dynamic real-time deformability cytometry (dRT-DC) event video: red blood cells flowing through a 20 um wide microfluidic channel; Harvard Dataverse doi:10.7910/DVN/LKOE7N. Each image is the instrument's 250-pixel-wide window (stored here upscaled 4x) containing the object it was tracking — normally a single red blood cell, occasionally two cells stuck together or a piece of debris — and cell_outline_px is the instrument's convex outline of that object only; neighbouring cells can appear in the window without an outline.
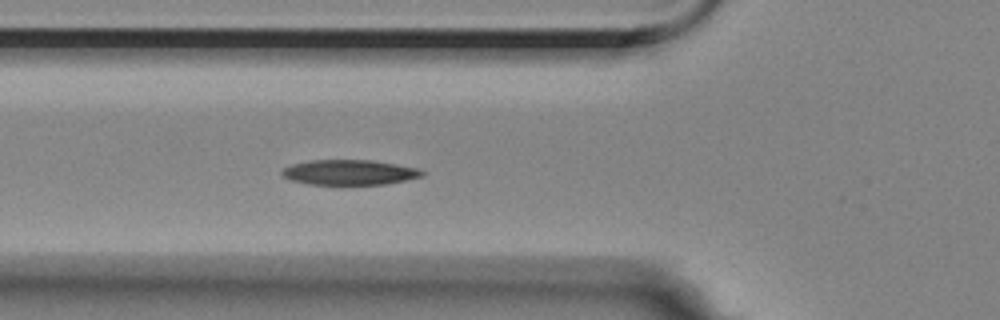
{"species": "Egyptian fruit bat (a non-hibernating species)", "species_latin": "Rousettus aegyptiacus", "temperature_condition": "room temperature", "stored_images_in_passage": 39, "camera_frame_rate_fps": 3000, "um_per_image_px": 0.085, "animal": {"sex": "female"}, "frame": {"image": 1, "passage_image": 15, "time_ms": 4.667, "image_size_px": [1000, 320], "cell_outline_px": [[424, 176], [384, 184], [308, 184], [292, 180], [284, 176], [280, 172], [284, 168], [292, 164], [312, 160], [372, 160], [416, 168], [424, 172]], "centroid_in_image_um": [29.68, 14.64], "position_along_channel_um": 96.1, "area_um2": 20.17}}
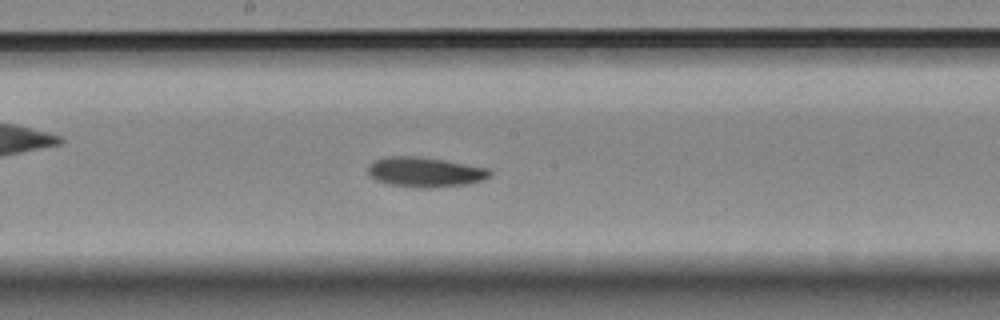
{"frame": {"image": 2, "passage_image": 25, "time_ms": 8.0, "image_size_px": [1000, 320], "cell_outline_px": [[492, 172], [484, 180], [468, 184], [420, 188], [388, 184], [376, 180], [368, 172], [368, 168], [376, 160], [384, 156], [420, 156], [444, 160], [488, 168]], "centroid_in_image_um": [36.14, 14.62], "position_along_channel_um": 212.1, "area_um2": 21.04}}
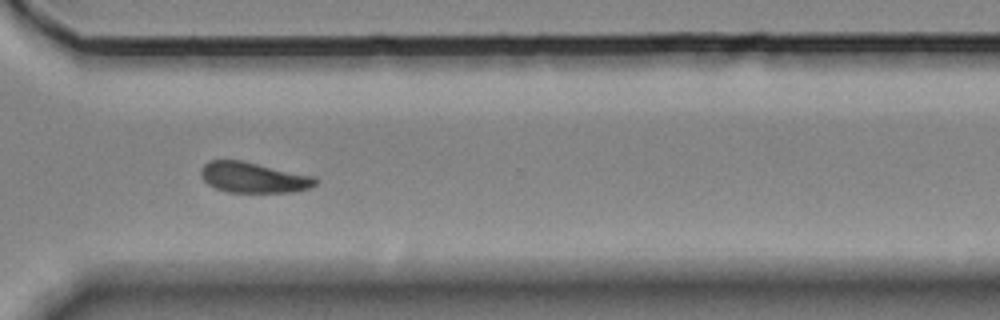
{"frame": {"image": 3, "passage_image": 37, "time_ms": 12.0, "image_size_px": [1000, 320], "cell_outline_px": [[316, 184], [312, 188], [292, 192], [228, 192], [216, 188], [208, 184], [204, 180], [200, 172], [200, 168], [208, 160], [240, 160], [316, 176]], "centroid_in_image_um": [21.55, 15.08], "position_along_channel_um": 349.0, "area_um2": 20.46}, "authors_computed_cell_mechanics": {"area_um2": 20.9236, "velocity_mm_per_s": 3.4526, "shape_relaxation_time_tau1_ms": 10.0371, "shape_relaxation_time_tau2_ms": 7.2322, "deformation_change_tau1": 0.2135, "deformation_change_tau2": 0.1041}}